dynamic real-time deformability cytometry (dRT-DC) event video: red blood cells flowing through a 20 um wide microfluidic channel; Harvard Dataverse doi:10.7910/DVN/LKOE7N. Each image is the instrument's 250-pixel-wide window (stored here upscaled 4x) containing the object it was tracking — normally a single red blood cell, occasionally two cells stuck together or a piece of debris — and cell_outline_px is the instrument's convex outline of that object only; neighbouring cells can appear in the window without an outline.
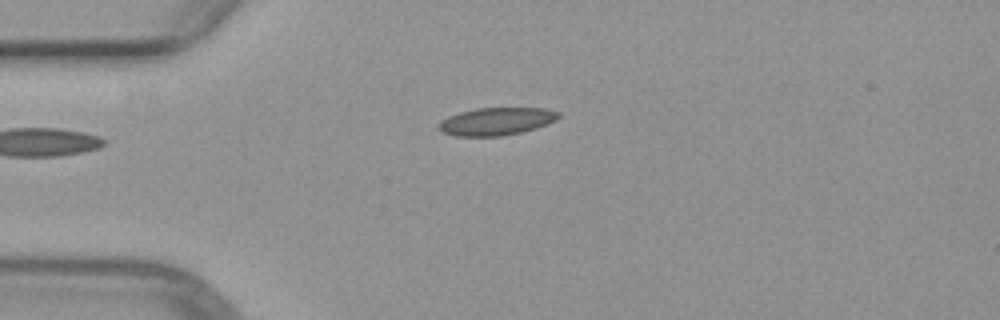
{"species": "common noctule bat (a hibernating species)", "species_latin": "Nyctalus noctula", "temperature_condition": "warm", "stored_images_in_passage": 3, "camera_frame_rate_fps": 3000, "um_per_image_px": 0.085, "animal": {"sex": "female", "body_mass_g": 29.2, "forearm_length_mm": 56.3}, "frame": {"image": 1, "passage_image": 1, "time_ms": 0.0, "image_size_px": [1000, 320], "cell_outline_px": [[560, 116], [556, 120], [536, 128], [520, 132], [500, 136], [456, 136], [444, 132], [436, 128], [440, 120], [448, 116], [460, 112], [476, 108], [544, 108], [560, 112]], "centroid_in_image_um": [42.17, 10.31], "position_along_channel_um": 42.8, "area_um2": 19.31}}
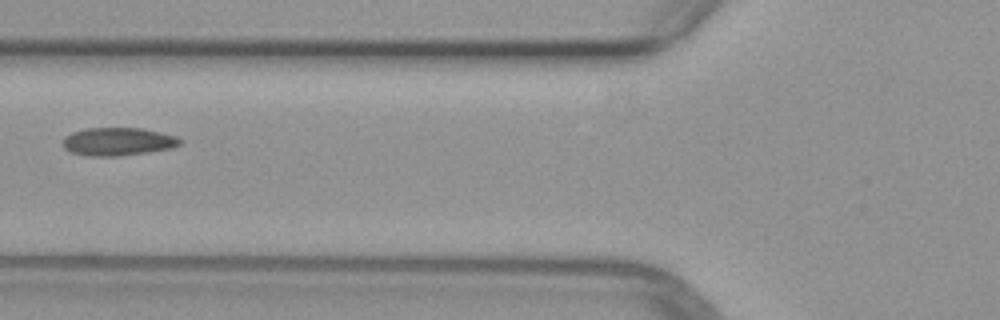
{"frame": {"image": 2, "passage_image": 3, "time_ms": 2.333, "image_size_px": [1000, 320], "cell_outline_px": [[180, 144], [172, 148], [148, 152], [116, 156], [88, 156], [68, 152], [64, 148], [64, 136], [72, 132], [88, 128], [140, 128], [160, 132], [176, 136], [180, 140]], "centroid_in_image_um": [9.99, 12.04], "position_along_channel_um": 115.8, "area_um2": 19.07}}